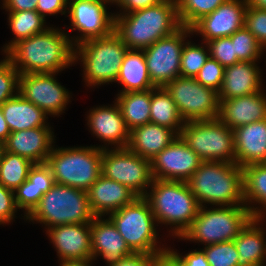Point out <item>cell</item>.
Returning a JSON list of instances; mask_svg holds the SVG:
<instances>
[{
    "instance_id": "2e32d148",
    "label": "cell",
    "mask_w": 266,
    "mask_h": 266,
    "mask_svg": "<svg viewBox=\"0 0 266 266\" xmlns=\"http://www.w3.org/2000/svg\"><path fill=\"white\" fill-rule=\"evenodd\" d=\"M112 102L94 105L85 114L86 129L101 142L94 144L101 149L125 148L129 142L130 131L126 127L120 107L115 99Z\"/></svg>"
},
{
    "instance_id": "681fc988",
    "label": "cell",
    "mask_w": 266,
    "mask_h": 266,
    "mask_svg": "<svg viewBox=\"0 0 266 266\" xmlns=\"http://www.w3.org/2000/svg\"><path fill=\"white\" fill-rule=\"evenodd\" d=\"M37 3L38 0H0V9L4 12L34 11L37 8Z\"/></svg>"
},
{
    "instance_id": "c3c4849f",
    "label": "cell",
    "mask_w": 266,
    "mask_h": 266,
    "mask_svg": "<svg viewBox=\"0 0 266 266\" xmlns=\"http://www.w3.org/2000/svg\"><path fill=\"white\" fill-rule=\"evenodd\" d=\"M162 0H117L113 4L114 14H128L132 11L154 6ZM117 10V11H116Z\"/></svg>"
},
{
    "instance_id": "3957f363",
    "label": "cell",
    "mask_w": 266,
    "mask_h": 266,
    "mask_svg": "<svg viewBox=\"0 0 266 266\" xmlns=\"http://www.w3.org/2000/svg\"><path fill=\"white\" fill-rule=\"evenodd\" d=\"M145 198L151 206L159 229L167 230L166 238H170L167 241L180 238L200 209L196 197L183 181L154 179Z\"/></svg>"
},
{
    "instance_id": "ffe728a7",
    "label": "cell",
    "mask_w": 266,
    "mask_h": 266,
    "mask_svg": "<svg viewBox=\"0 0 266 266\" xmlns=\"http://www.w3.org/2000/svg\"><path fill=\"white\" fill-rule=\"evenodd\" d=\"M92 259L110 266L134 253L107 217H95L90 223Z\"/></svg>"
},
{
    "instance_id": "d6986e66",
    "label": "cell",
    "mask_w": 266,
    "mask_h": 266,
    "mask_svg": "<svg viewBox=\"0 0 266 266\" xmlns=\"http://www.w3.org/2000/svg\"><path fill=\"white\" fill-rule=\"evenodd\" d=\"M45 234L58 263L92 259L90 223L59 225L48 228Z\"/></svg>"
},
{
    "instance_id": "e575fe53",
    "label": "cell",
    "mask_w": 266,
    "mask_h": 266,
    "mask_svg": "<svg viewBox=\"0 0 266 266\" xmlns=\"http://www.w3.org/2000/svg\"><path fill=\"white\" fill-rule=\"evenodd\" d=\"M193 35L183 46L180 60V76L195 78L201 67L210 57L208 44L203 41L194 42Z\"/></svg>"
},
{
    "instance_id": "4316f807",
    "label": "cell",
    "mask_w": 266,
    "mask_h": 266,
    "mask_svg": "<svg viewBox=\"0 0 266 266\" xmlns=\"http://www.w3.org/2000/svg\"><path fill=\"white\" fill-rule=\"evenodd\" d=\"M177 136L173 129L149 122L130 131L127 148L151 161Z\"/></svg>"
},
{
    "instance_id": "11a10c76",
    "label": "cell",
    "mask_w": 266,
    "mask_h": 266,
    "mask_svg": "<svg viewBox=\"0 0 266 266\" xmlns=\"http://www.w3.org/2000/svg\"><path fill=\"white\" fill-rule=\"evenodd\" d=\"M247 5L266 10V0H246Z\"/></svg>"
},
{
    "instance_id": "7402d4cb",
    "label": "cell",
    "mask_w": 266,
    "mask_h": 266,
    "mask_svg": "<svg viewBox=\"0 0 266 266\" xmlns=\"http://www.w3.org/2000/svg\"><path fill=\"white\" fill-rule=\"evenodd\" d=\"M261 62L239 61L224 70V78L218 92L219 100L243 97L257 93L263 89L266 82L263 77Z\"/></svg>"
},
{
    "instance_id": "ab89813d",
    "label": "cell",
    "mask_w": 266,
    "mask_h": 266,
    "mask_svg": "<svg viewBox=\"0 0 266 266\" xmlns=\"http://www.w3.org/2000/svg\"><path fill=\"white\" fill-rule=\"evenodd\" d=\"M0 59V106L8 99L16 96L19 90V71L3 54Z\"/></svg>"
},
{
    "instance_id": "6f0895ef",
    "label": "cell",
    "mask_w": 266,
    "mask_h": 266,
    "mask_svg": "<svg viewBox=\"0 0 266 266\" xmlns=\"http://www.w3.org/2000/svg\"><path fill=\"white\" fill-rule=\"evenodd\" d=\"M252 266H266V264L252 265Z\"/></svg>"
},
{
    "instance_id": "836d02e7",
    "label": "cell",
    "mask_w": 266,
    "mask_h": 266,
    "mask_svg": "<svg viewBox=\"0 0 266 266\" xmlns=\"http://www.w3.org/2000/svg\"><path fill=\"white\" fill-rule=\"evenodd\" d=\"M34 165L29 159L8 151L0 160V184L15 191L28 178V172Z\"/></svg>"
},
{
    "instance_id": "5b68a950",
    "label": "cell",
    "mask_w": 266,
    "mask_h": 266,
    "mask_svg": "<svg viewBox=\"0 0 266 266\" xmlns=\"http://www.w3.org/2000/svg\"><path fill=\"white\" fill-rule=\"evenodd\" d=\"M127 46L113 31L105 37L88 39L74 47V65L80 64L87 89L114 84Z\"/></svg>"
},
{
    "instance_id": "9c48e42d",
    "label": "cell",
    "mask_w": 266,
    "mask_h": 266,
    "mask_svg": "<svg viewBox=\"0 0 266 266\" xmlns=\"http://www.w3.org/2000/svg\"><path fill=\"white\" fill-rule=\"evenodd\" d=\"M46 164L56 184L87 192L102 175V149L92 144L73 147L54 144Z\"/></svg>"
},
{
    "instance_id": "9f6ffc18",
    "label": "cell",
    "mask_w": 266,
    "mask_h": 266,
    "mask_svg": "<svg viewBox=\"0 0 266 266\" xmlns=\"http://www.w3.org/2000/svg\"><path fill=\"white\" fill-rule=\"evenodd\" d=\"M5 151H6L5 142L0 140V160L3 158Z\"/></svg>"
},
{
    "instance_id": "d4e9b609",
    "label": "cell",
    "mask_w": 266,
    "mask_h": 266,
    "mask_svg": "<svg viewBox=\"0 0 266 266\" xmlns=\"http://www.w3.org/2000/svg\"><path fill=\"white\" fill-rule=\"evenodd\" d=\"M233 133L237 165L266 163V119L237 127Z\"/></svg>"
},
{
    "instance_id": "7c38bea8",
    "label": "cell",
    "mask_w": 266,
    "mask_h": 266,
    "mask_svg": "<svg viewBox=\"0 0 266 266\" xmlns=\"http://www.w3.org/2000/svg\"><path fill=\"white\" fill-rule=\"evenodd\" d=\"M102 175L145 197L154 178L151 161L127 147L102 149Z\"/></svg>"
},
{
    "instance_id": "30bf717a",
    "label": "cell",
    "mask_w": 266,
    "mask_h": 266,
    "mask_svg": "<svg viewBox=\"0 0 266 266\" xmlns=\"http://www.w3.org/2000/svg\"><path fill=\"white\" fill-rule=\"evenodd\" d=\"M180 136L203 161L235 163L233 130L218 117L185 122Z\"/></svg>"
},
{
    "instance_id": "f5cc1de1",
    "label": "cell",
    "mask_w": 266,
    "mask_h": 266,
    "mask_svg": "<svg viewBox=\"0 0 266 266\" xmlns=\"http://www.w3.org/2000/svg\"><path fill=\"white\" fill-rule=\"evenodd\" d=\"M10 133L11 132L8 128L7 122L4 118V114L0 107V140L6 142Z\"/></svg>"
},
{
    "instance_id": "6da1fadb",
    "label": "cell",
    "mask_w": 266,
    "mask_h": 266,
    "mask_svg": "<svg viewBox=\"0 0 266 266\" xmlns=\"http://www.w3.org/2000/svg\"><path fill=\"white\" fill-rule=\"evenodd\" d=\"M74 45L68 34L52 24L46 31L19 40L4 55L20 75L63 73L74 65Z\"/></svg>"
},
{
    "instance_id": "9a60e30c",
    "label": "cell",
    "mask_w": 266,
    "mask_h": 266,
    "mask_svg": "<svg viewBox=\"0 0 266 266\" xmlns=\"http://www.w3.org/2000/svg\"><path fill=\"white\" fill-rule=\"evenodd\" d=\"M57 76L60 74L44 72L20 75L18 94L38 106L49 117L59 118L66 113L67 106L74 100V94L59 82Z\"/></svg>"
},
{
    "instance_id": "e0dca14e",
    "label": "cell",
    "mask_w": 266,
    "mask_h": 266,
    "mask_svg": "<svg viewBox=\"0 0 266 266\" xmlns=\"http://www.w3.org/2000/svg\"><path fill=\"white\" fill-rule=\"evenodd\" d=\"M203 160L178 135L152 160L154 179L186 182Z\"/></svg>"
},
{
    "instance_id": "bcb514c9",
    "label": "cell",
    "mask_w": 266,
    "mask_h": 266,
    "mask_svg": "<svg viewBox=\"0 0 266 266\" xmlns=\"http://www.w3.org/2000/svg\"><path fill=\"white\" fill-rule=\"evenodd\" d=\"M175 246L171 247L169 245V250L178 258L183 266H210L206 254L199 247L198 249H192L185 254L179 251Z\"/></svg>"
},
{
    "instance_id": "d590c367",
    "label": "cell",
    "mask_w": 266,
    "mask_h": 266,
    "mask_svg": "<svg viewBox=\"0 0 266 266\" xmlns=\"http://www.w3.org/2000/svg\"><path fill=\"white\" fill-rule=\"evenodd\" d=\"M226 0H176L181 26L191 28L203 16L212 13Z\"/></svg>"
},
{
    "instance_id": "44dd1931",
    "label": "cell",
    "mask_w": 266,
    "mask_h": 266,
    "mask_svg": "<svg viewBox=\"0 0 266 266\" xmlns=\"http://www.w3.org/2000/svg\"><path fill=\"white\" fill-rule=\"evenodd\" d=\"M53 127H37L11 132L5 142L6 151L29 159L34 164L46 163L57 142Z\"/></svg>"
},
{
    "instance_id": "603a6c76",
    "label": "cell",
    "mask_w": 266,
    "mask_h": 266,
    "mask_svg": "<svg viewBox=\"0 0 266 266\" xmlns=\"http://www.w3.org/2000/svg\"><path fill=\"white\" fill-rule=\"evenodd\" d=\"M218 118L232 130L266 119V90L243 97L222 99Z\"/></svg>"
},
{
    "instance_id": "5bb4252c",
    "label": "cell",
    "mask_w": 266,
    "mask_h": 266,
    "mask_svg": "<svg viewBox=\"0 0 266 266\" xmlns=\"http://www.w3.org/2000/svg\"><path fill=\"white\" fill-rule=\"evenodd\" d=\"M192 35L191 28L181 26L171 35L143 49L149 77L156 87H164L180 76L181 52Z\"/></svg>"
},
{
    "instance_id": "816d5d0a",
    "label": "cell",
    "mask_w": 266,
    "mask_h": 266,
    "mask_svg": "<svg viewBox=\"0 0 266 266\" xmlns=\"http://www.w3.org/2000/svg\"><path fill=\"white\" fill-rule=\"evenodd\" d=\"M151 266H183L178 258L168 249L158 255H153Z\"/></svg>"
},
{
    "instance_id": "60d3db41",
    "label": "cell",
    "mask_w": 266,
    "mask_h": 266,
    "mask_svg": "<svg viewBox=\"0 0 266 266\" xmlns=\"http://www.w3.org/2000/svg\"><path fill=\"white\" fill-rule=\"evenodd\" d=\"M207 44L210 57L217 60L224 68L240 61L235 53L234 42L230 37L216 38L208 41Z\"/></svg>"
},
{
    "instance_id": "8992f818",
    "label": "cell",
    "mask_w": 266,
    "mask_h": 266,
    "mask_svg": "<svg viewBox=\"0 0 266 266\" xmlns=\"http://www.w3.org/2000/svg\"><path fill=\"white\" fill-rule=\"evenodd\" d=\"M107 217L134 253L158 255L169 249L167 238L159 233L161 230L145 197H137Z\"/></svg>"
},
{
    "instance_id": "ee69618b",
    "label": "cell",
    "mask_w": 266,
    "mask_h": 266,
    "mask_svg": "<svg viewBox=\"0 0 266 266\" xmlns=\"http://www.w3.org/2000/svg\"><path fill=\"white\" fill-rule=\"evenodd\" d=\"M20 211L15 203L14 191L5 188L0 184V227L10 225L15 222V218L23 219L26 222V217L23 214H18Z\"/></svg>"
},
{
    "instance_id": "ba28073f",
    "label": "cell",
    "mask_w": 266,
    "mask_h": 266,
    "mask_svg": "<svg viewBox=\"0 0 266 266\" xmlns=\"http://www.w3.org/2000/svg\"><path fill=\"white\" fill-rule=\"evenodd\" d=\"M252 218L246 205L203 206L188 229L175 240L198 247L233 241Z\"/></svg>"
},
{
    "instance_id": "b9f144b4",
    "label": "cell",
    "mask_w": 266,
    "mask_h": 266,
    "mask_svg": "<svg viewBox=\"0 0 266 266\" xmlns=\"http://www.w3.org/2000/svg\"><path fill=\"white\" fill-rule=\"evenodd\" d=\"M244 27L254 35L266 50V10L247 5Z\"/></svg>"
},
{
    "instance_id": "74e56055",
    "label": "cell",
    "mask_w": 266,
    "mask_h": 266,
    "mask_svg": "<svg viewBox=\"0 0 266 266\" xmlns=\"http://www.w3.org/2000/svg\"><path fill=\"white\" fill-rule=\"evenodd\" d=\"M51 187H37L28 179L23 182L15 191V203L21 210V214L27 217L39 204L41 197L47 193Z\"/></svg>"
},
{
    "instance_id": "cb8c5ba5",
    "label": "cell",
    "mask_w": 266,
    "mask_h": 266,
    "mask_svg": "<svg viewBox=\"0 0 266 266\" xmlns=\"http://www.w3.org/2000/svg\"><path fill=\"white\" fill-rule=\"evenodd\" d=\"M96 217H104L132 203L138 196L125 185L101 175L87 191Z\"/></svg>"
},
{
    "instance_id": "8d00e7d4",
    "label": "cell",
    "mask_w": 266,
    "mask_h": 266,
    "mask_svg": "<svg viewBox=\"0 0 266 266\" xmlns=\"http://www.w3.org/2000/svg\"><path fill=\"white\" fill-rule=\"evenodd\" d=\"M230 38L234 42L235 53L240 61L262 62L261 60L266 58V50L245 27L234 32Z\"/></svg>"
},
{
    "instance_id": "f1b7e54d",
    "label": "cell",
    "mask_w": 266,
    "mask_h": 266,
    "mask_svg": "<svg viewBox=\"0 0 266 266\" xmlns=\"http://www.w3.org/2000/svg\"><path fill=\"white\" fill-rule=\"evenodd\" d=\"M115 83L118 89L121 87L117 93L145 91L156 88L149 77L143 50H127Z\"/></svg>"
},
{
    "instance_id": "4fadbf2b",
    "label": "cell",
    "mask_w": 266,
    "mask_h": 266,
    "mask_svg": "<svg viewBox=\"0 0 266 266\" xmlns=\"http://www.w3.org/2000/svg\"><path fill=\"white\" fill-rule=\"evenodd\" d=\"M164 88L177 105L184 122L209 120L219 117L218 92L206 87L193 77L179 76Z\"/></svg>"
},
{
    "instance_id": "8fae6325",
    "label": "cell",
    "mask_w": 266,
    "mask_h": 266,
    "mask_svg": "<svg viewBox=\"0 0 266 266\" xmlns=\"http://www.w3.org/2000/svg\"><path fill=\"white\" fill-rule=\"evenodd\" d=\"M111 6L112 0H68L70 23L63 26L74 46L88 39L108 36L114 31L115 14L114 9L109 11ZM69 30L77 34L71 35Z\"/></svg>"
},
{
    "instance_id": "f907efd6",
    "label": "cell",
    "mask_w": 266,
    "mask_h": 266,
    "mask_svg": "<svg viewBox=\"0 0 266 266\" xmlns=\"http://www.w3.org/2000/svg\"><path fill=\"white\" fill-rule=\"evenodd\" d=\"M152 260L153 255L132 253L131 255L110 266H151Z\"/></svg>"
},
{
    "instance_id": "277c9868",
    "label": "cell",
    "mask_w": 266,
    "mask_h": 266,
    "mask_svg": "<svg viewBox=\"0 0 266 266\" xmlns=\"http://www.w3.org/2000/svg\"><path fill=\"white\" fill-rule=\"evenodd\" d=\"M186 183L200 207L245 205L243 168L236 163L203 161Z\"/></svg>"
},
{
    "instance_id": "db71d44e",
    "label": "cell",
    "mask_w": 266,
    "mask_h": 266,
    "mask_svg": "<svg viewBox=\"0 0 266 266\" xmlns=\"http://www.w3.org/2000/svg\"><path fill=\"white\" fill-rule=\"evenodd\" d=\"M97 264L94 259L89 260H75V261H64L59 263L58 266H95Z\"/></svg>"
},
{
    "instance_id": "52a82bcc",
    "label": "cell",
    "mask_w": 266,
    "mask_h": 266,
    "mask_svg": "<svg viewBox=\"0 0 266 266\" xmlns=\"http://www.w3.org/2000/svg\"><path fill=\"white\" fill-rule=\"evenodd\" d=\"M95 217L86 191L55 183L26 221L42 225L45 232L59 225L91 223Z\"/></svg>"
},
{
    "instance_id": "484cf974",
    "label": "cell",
    "mask_w": 266,
    "mask_h": 266,
    "mask_svg": "<svg viewBox=\"0 0 266 266\" xmlns=\"http://www.w3.org/2000/svg\"><path fill=\"white\" fill-rule=\"evenodd\" d=\"M265 222V223H264ZM266 219L252 218L234 239L238 266L266 264Z\"/></svg>"
},
{
    "instance_id": "1f68e13d",
    "label": "cell",
    "mask_w": 266,
    "mask_h": 266,
    "mask_svg": "<svg viewBox=\"0 0 266 266\" xmlns=\"http://www.w3.org/2000/svg\"><path fill=\"white\" fill-rule=\"evenodd\" d=\"M114 99L129 131L150 122L151 89L117 93Z\"/></svg>"
},
{
    "instance_id": "7dc6e473",
    "label": "cell",
    "mask_w": 266,
    "mask_h": 266,
    "mask_svg": "<svg viewBox=\"0 0 266 266\" xmlns=\"http://www.w3.org/2000/svg\"><path fill=\"white\" fill-rule=\"evenodd\" d=\"M36 11L45 19L57 15L67 18L68 0H38Z\"/></svg>"
},
{
    "instance_id": "f546056e",
    "label": "cell",
    "mask_w": 266,
    "mask_h": 266,
    "mask_svg": "<svg viewBox=\"0 0 266 266\" xmlns=\"http://www.w3.org/2000/svg\"><path fill=\"white\" fill-rule=\"evenodd\" d=\"M244 201L253 218L266 219V163L243 167Z\"/></svg>"
},
{
    "instance_id": "7bdbcfd3",
    "label": "cell",
    "mask_w": 266,
    "mask_h": 266,
    "mask_svg": "<svg viewBox=\"0 0 266 266\" xmlns=\"http://www.w3.org/2000/svg\"><path fill=\"white\" fill-rule=\"evenodd\" d=\"M224 70L225 68L217 60L209 57L195 79L202 85L219 92L224 78Z\"/></svg>"
},
{
    "instance_id": "7a4b0ae2",
    "label": "cell",
    "mask_w": 266,
    "mask_h": 266,
    "mask_svg": "<svg viewBox=\"0 0 266 266\" xmlns=\"http://www.w3.org/2000/svg\"><path fill=\"white\" fill-rule=\"evenodd\" d=\"M181 27L176 0L114 15V32L128 49L143 50Z\"/></svg>"
},
{
    "instance_id": "f6af8a7d",
    "label": "cell",
    "mask_w": 266,
    "mask_h": 266,
    "mask_svg": "<svg viewBox=\"0 0 266 266\" xmlns=\"http://www.w3.org/2000/svg\"><path fill=\"white\" fill-rule=\"evenodd\" d=\"M27 179L37 187H52L55 184L52 171L46 163L34 164Z\"/></svg>"
},
{
    "instance_id": "f35d334b",
    "label": "cell",
    "mask_w": 266,
    "mask_h": 266,
    "mask_svg": "<svg viewBox=\"0 0 266 266\" xmlns=\"http://www.w3.org/2000/svg\"><path fill=\"white\" fill-rule=\"evenodd\" d=\"M210 266H238V251L234 240L210 244L201 248Z\"/></svg>"
},
{
    "instance_id": "ac0fdd59",
    "label": "cell",
    "mask_w": 266,
    "mask_h": 266,
    "mask_svg": "<svg viewBox=\"0 0 266 266\" xmlns=\"http://www.w3.org/2000/svg\"><path fill=\"white\" fill-rule=\"evenodd\" d=\"M246 8V0H226L191 27L194 38L201 37L200 41L207 43L216 38L230 37L244 27Z\"/></svg>"
},
{
    "instance_id": "4dcf8cb0",
    "label": "cell",
    "mask_w": 266,
    "mask_h": 266,
    "mask_svg": "<svg viewBox=\"0 0 266 266\" xmlns=\"http://www.w3.org/2000/svg\"><path fill=\"white\" fill-rule=\"evenodd\" d=\"M7 15V25L12 33L13 37L5 42L0 48V53L5 54L15 43L19 40H23L34 36L35 34L46 31L50 25L43 16H41L36 10H24L19 12H5Z\"/></svg>"
},
{
    "instance_id": "83f0119b",
    "label": "cell",
    "mask_w": 266,
    "mask_h": 266,
    "mask_svg": "<svg viewBox=\"0 0 266 266\" xmlns=\"http://www.w3.org/2000/svg\"><path fill=\"white\" fill-rule=\"evenodd\" d=\"M0 107L10 132L37 127H53L51 121L48 120L49 116L20 94L8 99Z\"/></svg>"
},
{
    "instance_id": "d6a6232c",
    "label": "cell",
    "mask_w": 266,
    "mask_h": 266,
    "mask_svg": "<svg viewBox=\"0 0 266 266\" xmlns=\"http://www.w3.org/2000/svg\"><path fill=\"white\" fill-rule=\"evenodd\" d=\"M150 122L171 128L178 135L184 126L177 105L164 87L151 89Z\"/></svg>"
}]
</instances>
